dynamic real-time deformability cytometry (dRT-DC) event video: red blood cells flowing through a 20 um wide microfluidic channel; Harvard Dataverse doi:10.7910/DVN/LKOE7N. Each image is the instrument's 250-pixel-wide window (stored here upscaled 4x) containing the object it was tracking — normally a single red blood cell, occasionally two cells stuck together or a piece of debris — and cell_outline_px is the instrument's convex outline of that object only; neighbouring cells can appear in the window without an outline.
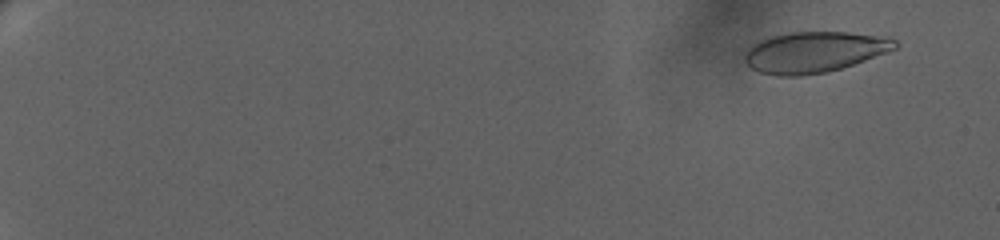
{"species": "human", "species_latin": "Homo sapiens", "temperature_condition": "warm", "stored_images_in_passage": 12, "camera_frame_rate_fps": 3000, "um_per_image_px": 0.085, "donor": {"sex": "female"}, "frame": {"image": 1, "passage_image": 4, "time_ms": 1.667, "image_size_px": [1000, 240], "cell_outline_px": [[900, 44], [896, 48], [888, 52], [828, 72], [800, 76], [780, 76], [760, 72], [752, 68], [744, 60], [744, 56], [748, 48], [752, 44], [760, 40], [772, 36], [792, 32], [848, 32], [892, 36]], "centroid_in_image_um": [69.26, 4.41], "position_along_channel_um": 15.7, "area_um2": 35.95}}
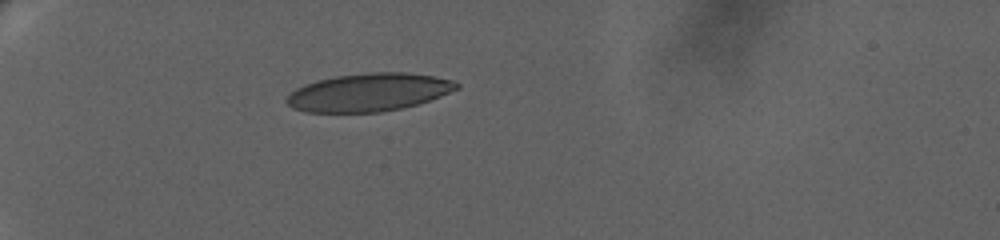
{"frame": {"image": 2, "passage_image": 10, "time_ms": 8.0, "image_size_px": [1000, 240], "cell_outline_px": [[460, 88], [440, 96], [416, 104], [400, 108], [380, 112], [304, 112], [292, 108], [284, 100], [296, 88], [304, 84], [316, 80], [336, 76], [368, 72], [408, 72], [436, 76], [456, 80], [460, 84]], "centroid_in_image_um": [31.36, 7.83], "position_along_channel_um": 53.6, "area_um2": 37.8}}